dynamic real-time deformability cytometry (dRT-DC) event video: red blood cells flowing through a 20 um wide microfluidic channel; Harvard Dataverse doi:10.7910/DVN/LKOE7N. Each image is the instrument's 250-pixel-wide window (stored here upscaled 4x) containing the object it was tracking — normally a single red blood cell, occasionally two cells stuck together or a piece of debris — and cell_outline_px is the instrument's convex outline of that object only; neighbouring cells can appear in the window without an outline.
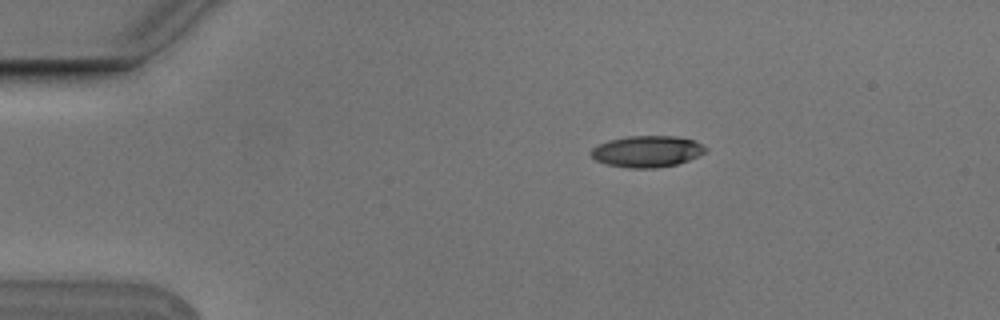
{"species": "Egyptian fruit bat (a non-hibernating species)", "species_latin": "Rousettus aegyptiacus", "temperature_condition": "cold", "stored_images_in_passage": 3, "camera_frame_rate_fps": 3000, "um_per_image_px": 0.085, "animal": {"sex": "male"}, "frame": {"image": 1, "passage_image": 1, "time_ms": 0.0, "image_size_px": [1000, 320], "cell_outline_px": [[708, 148], [700, 156], [676, 164], [656, 168], [628, 168], [604, 164], [596, 160], [588, 152], [592, 148], [608, 140], [628, 136], [676, 136], [696, 140]], "centroid_in_image_um": [55.0, 12.87], "position_along_channel_um": 30.0, "area_um2": 21.15}}
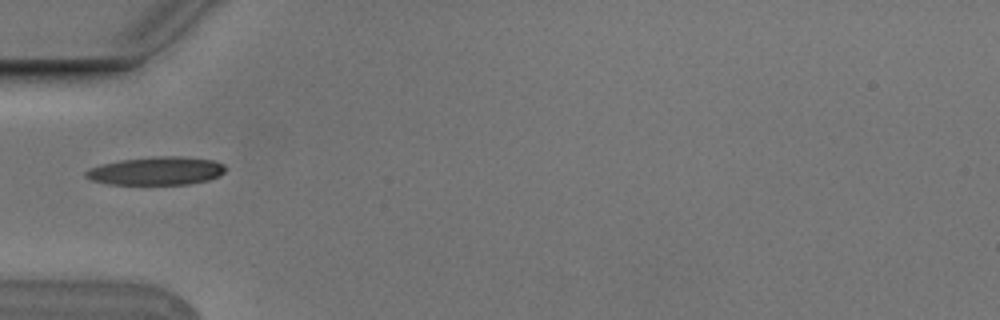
{"frame": {"image": 2, "passage_image": 3, "time_ms": 0.667, "image_size_px": [1000, 320], "cell_outline_px": [[228, 168], [220, 176], [208, 180], [188, 184], [108, 184], [92, 180], [84, 176], [84, 172], [88, 168], [100, 164], [120, 160], [152, 156], [180, 156], [212, 160], [224, 164]], "centroid_in_image_um": [13.29, 14.52], "position_along_channel_um": 71.7, "area_um2": 23.18}}